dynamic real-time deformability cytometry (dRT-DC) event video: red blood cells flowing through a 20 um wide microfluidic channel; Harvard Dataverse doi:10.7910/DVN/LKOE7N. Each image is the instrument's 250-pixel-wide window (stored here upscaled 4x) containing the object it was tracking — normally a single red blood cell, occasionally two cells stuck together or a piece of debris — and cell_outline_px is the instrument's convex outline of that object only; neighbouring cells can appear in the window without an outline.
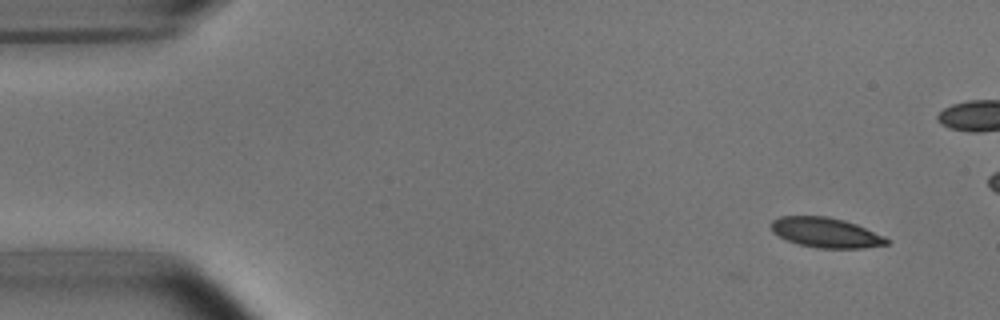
{"species": "common noctule bat (a hibernating species)", "species_latin": "Nyctalus noctula", "temperature_condition": "room temperature", "stored_images_in_passage": 3, "camera_frame_rate_fps": 3000, "um_per_image_px": 0.085, "animal": {"sex": "male", "body_mass_g": 15.6}, "frame": {"image": 1, "passage_image": 1, "time_ms": 0.0, "image_size_px": [1000, 320], "cell_outline_px": [[892, 240], [888, 244], [864, 248], [816, 248], [800, 244], [788, 240], [772, 232], [772, 220], [780, 216], [828, 216], [844, 220], [856, 224], [884, 236]], "centroid_in_image_um": [70.23, 19.77], "position_along_channel_um": 14.8, "area_um2": 20.11}}